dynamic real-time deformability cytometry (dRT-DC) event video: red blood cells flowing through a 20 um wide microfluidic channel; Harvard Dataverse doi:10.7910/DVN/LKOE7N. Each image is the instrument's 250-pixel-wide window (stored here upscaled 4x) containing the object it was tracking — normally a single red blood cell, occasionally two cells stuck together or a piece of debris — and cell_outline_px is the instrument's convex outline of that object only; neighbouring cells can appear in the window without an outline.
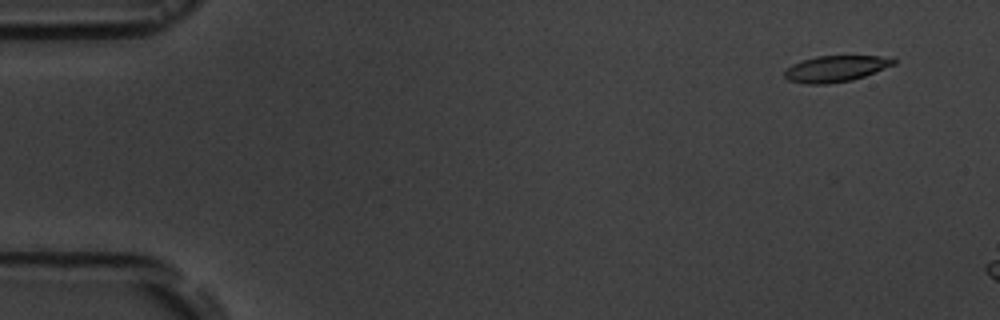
{"species": "common noctule bat (a hibernating species)", "species_latin": "Nyctalus noctula", "temperature_condition": "room temperature", "stored_images_in_passage": 5, "camera_frame_rate_fps": 3000, "um_per_image_px": 0.085, "animal": {"sex": "male", "body_mass_g": 19.5, "forearm_length_mm": 54.6}, "frame": {"image": 1, "passage_image": 2, "time_ms": 1.0, "image_size_px": [1000, 320], "cell_outline_px": [[896, 64], [864, 76], [852, 80], [828, 84], [808, 84], [788, 80], [784, 76], [784, 72], [792, 64], [816, 56], [892, 56], [896, 60]], "centroid_in_image_um": [71.07, 5.83], "position_along_channel_um": 13.9, "area_um2": 16.65}}